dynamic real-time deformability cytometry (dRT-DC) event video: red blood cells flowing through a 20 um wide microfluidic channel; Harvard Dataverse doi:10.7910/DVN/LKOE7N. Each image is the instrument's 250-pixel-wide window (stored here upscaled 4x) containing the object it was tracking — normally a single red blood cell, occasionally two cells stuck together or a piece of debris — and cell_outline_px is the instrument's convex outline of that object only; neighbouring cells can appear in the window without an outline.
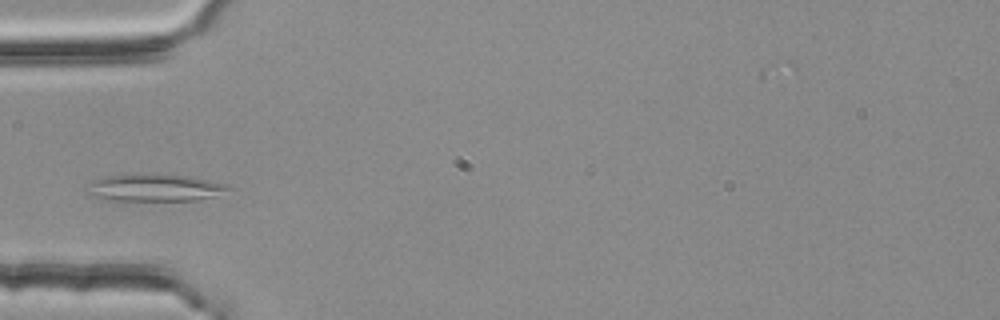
{"species": "common noctule bat (a hibernating species)", "species_latin": "Nyctalus noctula", "temperature_condition": "room temperature", "stored_images_in_passage": 5, "camera_frame_rate_fps": 3000, "um_per_image_px": 0.085, "animal": {"sex": "female", "body_mass_g": 25.1}, "frame": {"image": 1, "passage_image": 5, "time_ms": 1.333, "image_size_px": [1000, 320], "cell_outline_px": [[232, 188], [216, 196], [196, 200], [108, 200], [84, 196], [84, 192], [92, 180], [108, 176], [192, 176], [228, 184]], "centroid_in_image_um": [13.12, 16.0], "position_along_channel_um": 71.9, "area_um2": 21.96}}